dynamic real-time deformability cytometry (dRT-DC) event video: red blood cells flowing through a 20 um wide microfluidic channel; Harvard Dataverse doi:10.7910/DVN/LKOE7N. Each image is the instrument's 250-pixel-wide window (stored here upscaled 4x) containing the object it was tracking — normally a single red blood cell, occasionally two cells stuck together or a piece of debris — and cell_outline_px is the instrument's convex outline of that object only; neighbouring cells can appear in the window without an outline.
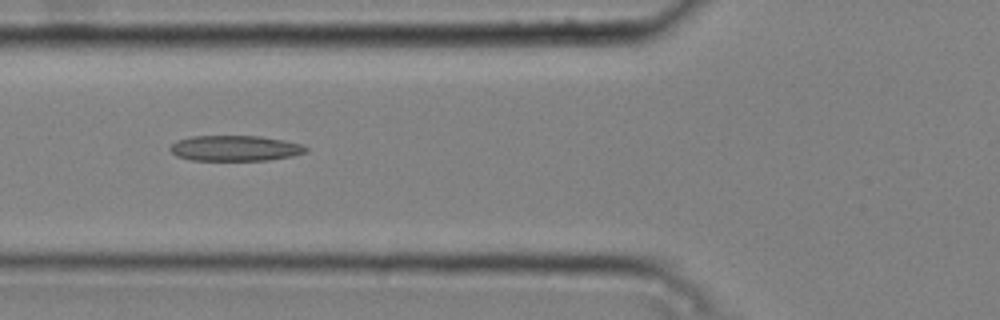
{"species": "common noctule bat (a hibernating species)", "species_latin": "Nyctalus noctula", "temperature_condition": "cold", "stored_images_in_passage": 6, "camera_frame_rate_fps": 3000, "um_per_image_px": 0.085, "animal": {"sex": "male", "body_mass_g": 20.4}, "frame": {"image": 1, "passage_image": 4, "time_ms": 1.0, "image_size_px": [1000, 320], "cell_outline_px": [[308, 152], [292, 156], [268, 160], [192, 160], [176, 156], [168, 148], [176, 140], [192, 136], [260, 136], [284, 140], [300, 144], [308, 148]], "centroid_in_image_um": [19.97, 12.6], "position_along_channel_um": 105.8, "area_um2": 20.23}}
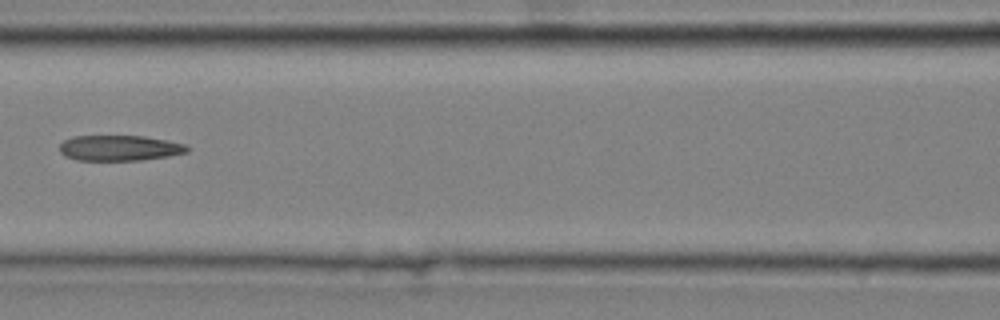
{"frame": {"image": 2, "passage_image": 5, "time_ms": 1.333, "image_size_px": [1000, 320], "cell_outline_px": [[192, 148], [188, 152], [168, 156], [140, 160], [76, 160], [64, 156], [60, 152], [60, 144], [64, 140], [72, 136], [144, 136], [168, 140], [184, 144]], "centroid_in_image_um": [10.17, 12.58], "position_along_channel_um": 156.4, "area_um2": 19.07}}
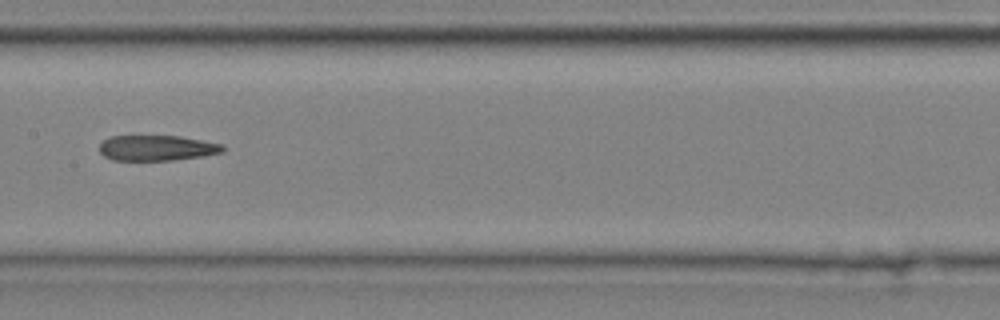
{"frame": {"image": 3, "passage_image": 6, "time_ms": 1.667, "image_size_px": [1000, 320], "cell_outline_px": [[224, 152], [204, 156], [172, 160], [112, 160], [104, 156], [100, 152], [100, 144], [104, 140], [112, 136], [180, 136], [224, 144]], "centroid_in_image_um": [13.37, 12.58], "position_along_channel_um": 194.0, "area_um2": 18.32}}